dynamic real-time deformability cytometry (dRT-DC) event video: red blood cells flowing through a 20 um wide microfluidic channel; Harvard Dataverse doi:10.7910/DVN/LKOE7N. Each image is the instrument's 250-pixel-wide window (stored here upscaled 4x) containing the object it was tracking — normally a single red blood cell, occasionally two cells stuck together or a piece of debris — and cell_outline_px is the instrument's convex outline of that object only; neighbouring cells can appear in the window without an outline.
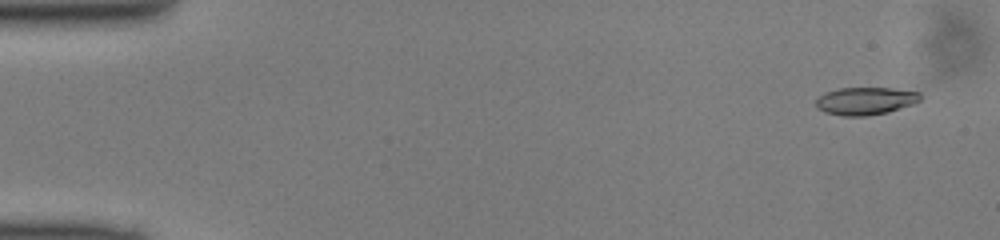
{"species": "common noctule bat (a hibernating species)", "species_latin": "Nyctalus noctula", "temperature_condition": "cold", "stored_images_in_passage": 47, "camera_frame_rate_fps": 3000, "um_per_image_px": 0.085, "animal": {"sex": "male", "body_mass_g": 13.0, "forearm_length_mm": 53.1}, "frame": {"image": 1, "passage_image": 1, "time_ms": 0.0, "image_size_px": [1000, 240], "cell_outline_px": [[920, 100], [912, 104], [888, 112], [868, 116], [840, 116], [824, 112], [816, 108], [816, 100], [824, 92], [840, 88], [892, 88], [920, 92]], "centroid_in_image_um": [73.53, 8.59], "position_along_channel_um": 11.5, "area_um2": 16.88}}
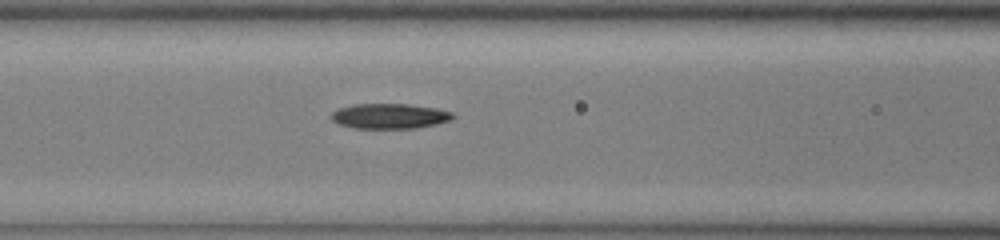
{"frame": {"image": 2, "passage_image": 19, "time_ms": 6.0, "image_size_px": [1000, 240], "cell_outline_px": [[456, 116], [448, 120], [436, 124], [416, 128], [352, 128], [340, 124], [332, 120], [332, 112], [340, 108], [356, 104], [408, 104], [436, 108], [452, 112]], "centroid_in_image_um": [33.13, 9.87], "position_along_channel_um": 133.5, "area_um2": 17.63}}
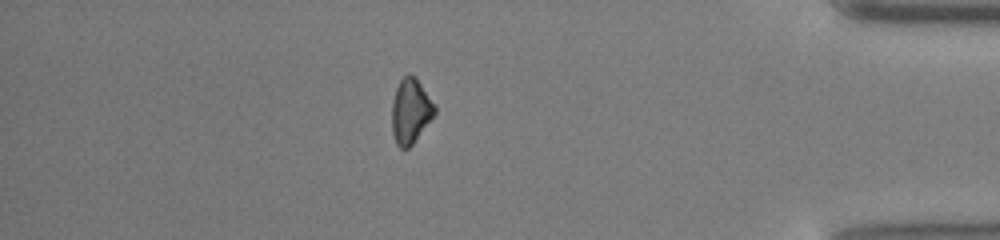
{"frame": {"image": 3, "passage_image": 41, "time_ms": 13.333, "image_size_px": [1000, 240], "cell_outline_px": [[436, 112], [412, 144], [408, 148], [400, 148], [396, 144], [392, 132], [392, 100], [396, 88], [400, 80], [408, 72], [420, 84], [436, 104]], "centroid_in_image_um": [34.89, 9.44], "position_along_channel_um": 400.3, "area_um2": 16.01}}